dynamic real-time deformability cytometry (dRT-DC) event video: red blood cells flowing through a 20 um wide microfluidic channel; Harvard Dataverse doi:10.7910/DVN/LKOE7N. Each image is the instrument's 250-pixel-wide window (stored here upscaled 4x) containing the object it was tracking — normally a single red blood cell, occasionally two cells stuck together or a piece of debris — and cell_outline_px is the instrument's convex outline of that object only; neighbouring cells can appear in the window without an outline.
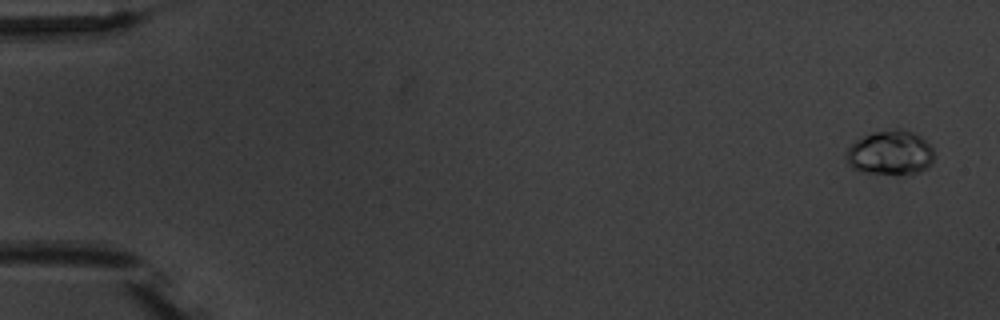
{"species": "common noctule bat (a hibernating species)", "species_latin": "Nyctalus noctula", "temperature_condition": "warm", "stored_images_in_passage": 5, "camera_frame_rate_fps": 3000, "um_per_image_px": 0.085, "animal": {"sex": "male", "body_mass_g": 20.1, "forearm_length_mm": 53.5}, "frame": {"image": 1, "passage_image": 1, "time_ms": 0.0, "image_size_px": [1000, 320], "cell_outline_px": [[932, 164], [928, 168], [920, 172], [860, 172], [852, 168], [844, 160], [844, 152], [856, 140], [872, 132], [896, 128], [916, 132], [932, 148]], "centroid_in_image_um": [75.63, 12.95], "position_along_channel_um": 9.4, "area_um2": 22.6}}